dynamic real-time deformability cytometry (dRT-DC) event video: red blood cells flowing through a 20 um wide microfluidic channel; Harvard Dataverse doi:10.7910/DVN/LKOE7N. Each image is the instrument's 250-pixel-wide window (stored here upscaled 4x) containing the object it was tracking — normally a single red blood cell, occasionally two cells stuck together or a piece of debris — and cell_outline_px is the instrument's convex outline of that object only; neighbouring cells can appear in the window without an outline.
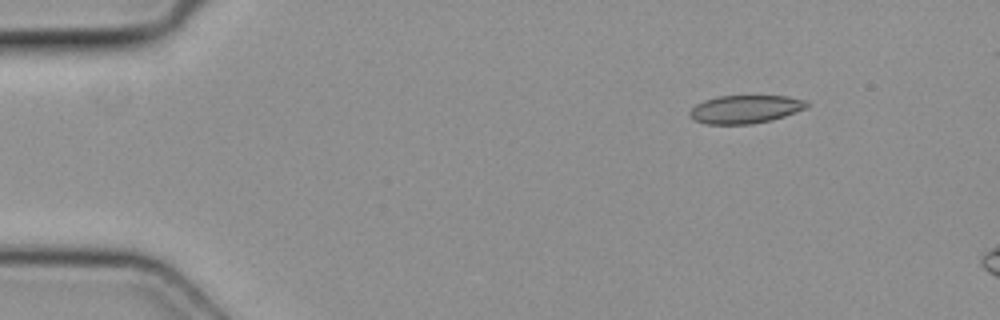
{"species": "common noctule bat (a hibernating species)", "species_latin": "Nyctalus noctula", "temperature_condition": "cold", "stored_images_in_passage": 5, "segment_of_instrument_passage": [1, 2], "camera_frame_rate_fps": 3000, "um_per_image_px": 0.085, "animal": {"sex": "female", "body_mass_g": 19.3, "forearm_length_mm": 54.1}, "frame": {"image": 1, "passage_image": 1, "time_ms": 0.0, "image_size_px": [1000, 320], "cell_outline_px": [[808, 108], [772, 120], [752, 124], [704, 124], [688, 116], [688, 112], [696, 104], [704, 100], [716, 96], [788, 96], [808, 100]], "centroid_in_image_um": [63.36, 9.28], "position_along_channel_um": 21.6, "area_um2": 19.42}}